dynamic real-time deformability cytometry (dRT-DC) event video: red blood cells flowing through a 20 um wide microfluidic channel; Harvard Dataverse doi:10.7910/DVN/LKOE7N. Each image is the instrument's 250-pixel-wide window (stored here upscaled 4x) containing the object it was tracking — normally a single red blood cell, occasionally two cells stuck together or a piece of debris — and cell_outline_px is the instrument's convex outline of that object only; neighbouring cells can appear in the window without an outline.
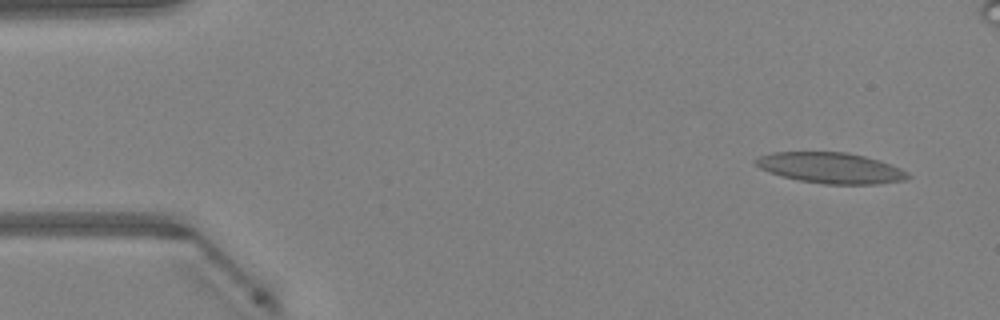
{"species": "Egyptian fruit bat (a non-hibernating species)", "species_latin": "Rousettus aegyptiacus", "temperature_condition": "warm", "stored_images_in_passage": 48, "camera_frame_rate_fps": 3000, "um_per_image_px": 0.085, "animal": {"sex": "female"}, "frame": {"image": 1, "passage_image": 1, "time_ms": 0.0, "image_size_px": [1000, 320], "cell_outline_px": [[912, 176], [904, 180], [876, 184], [824, 184], [800, 180], [784, 176], [760, 168], [752, 164], [752, 160], [760, 156], [772, 152], [848, 152], [880, 160], [892, 164], [908, 172]], "centroid_in_image_um": [70.63, 14.26], "position_along_channel_um": 14.4, "area_um2": 27.28}}
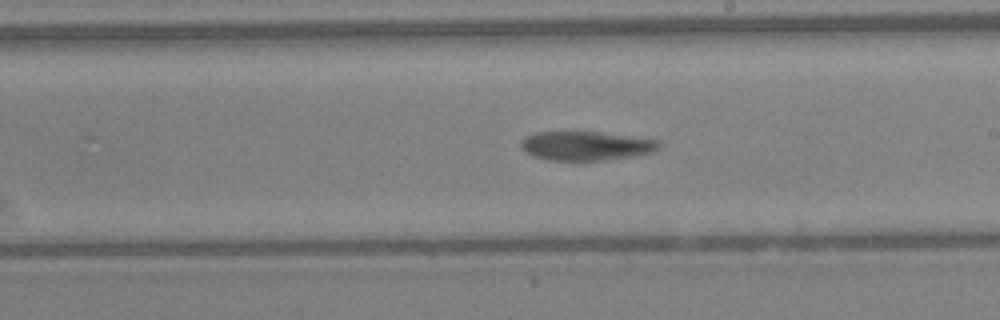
{"frame": {"image": 2, "passage_image": 26, "time_ms": 8.333, "image_size_px": [1000, 320], "cell_outline_px": [[660, 148], [656, 152], [632, 156], [604, 160], [548, 160], [532, 156], [520, 148], [520, 140], [524, 136], [536, 132], [600, 132], [660, 140]], "centroid_in_image_um": [49.8, 12.39], "position_along_channel_um": 239.2, "area_um2": 23.58}}
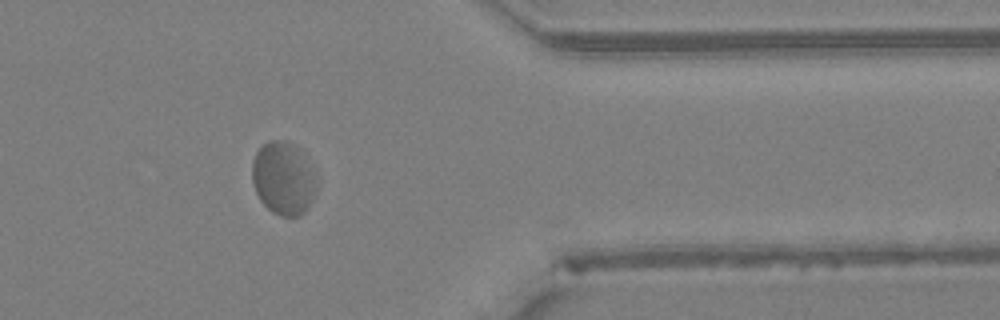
{"frame": {"image": 3, "passage_image": 38, "time_ms": 12.333, "image_size_px": [1000, 320], "cell_outline_px": [[316, 192], [308, 208], [300, 216], [280, 216], [272, 212], [260, 200], [256, 192], [252, 180], [252, 160], [256, 152], [268, 140], [284, 140], [300, 148], [304, 152], [316, 180]], "centroid_in_image_um": [24.09, 15.15], "position_along_channel_um": 387.3, "area_um2": 27.57}, "authors_computed_cell_mechanics": {"area_um2": 25.8944, "velocity_mm_per_s": 4.1024, "shape_relaxation_time_tau1_ms": null, "shape_relaxation_time_tau2_ms": 1.3097, "deformation_change_tau1": null, "deformation_change_tau2": 0.0273}}